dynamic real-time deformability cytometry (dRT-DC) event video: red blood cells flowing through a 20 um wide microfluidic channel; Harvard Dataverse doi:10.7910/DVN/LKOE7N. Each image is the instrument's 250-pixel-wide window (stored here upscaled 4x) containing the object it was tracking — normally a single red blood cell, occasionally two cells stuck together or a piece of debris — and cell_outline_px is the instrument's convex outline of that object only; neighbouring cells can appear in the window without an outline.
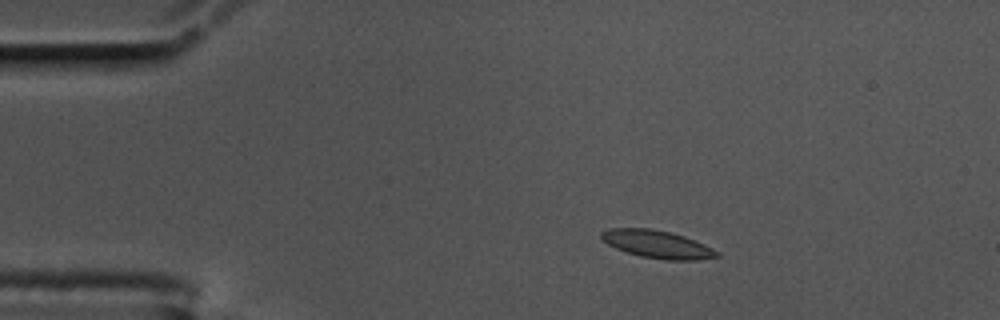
{"species": "common noctule bat (a hibernating species)", "species_latin": "Nyctalus noctula", "temperature_condition": "cold", "stored_images_in_passage": 49, "camera_frame_rate_fps": 3000, "um_per_image_px": 0.085, "animal": {"sex": "male", "body_mass_g": 17.5, "forearm_length_mm": 52.3}, "frame": {"image": 1, "passage_image": 1, "time_ms": 0.0, "image_size_px": [1000, 320], "cell_outline_px": [[720, 256], [700, 260], [668, 260], [640, 256], [616, 248], [608, 244], [600, 236], [600, 232], [608, 228], [652, 228], [672, 232], [696, 240], [720, 252]], "centroid_in_image_um": [55.9, 20.75], "position_along_channel_um": 29.1, "area_um2": 18.79}}
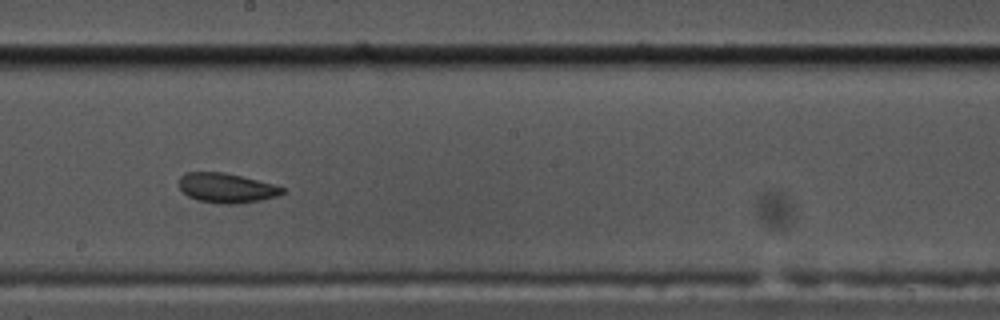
{"frame": {"image": 2, "passage_image": 23, "time_ms": 7.333, "image_size_px": [1000, 320], "cell_outline_px": [[288, 192], [276, 196], [260, 200], [240, 204], [224, 204], [200, 200], [188, 196], [180, 188], [180, 176], [184, 172], [224, 172], [288, 188]], "centroid_in_image_um": [19.3, 15.98], "position_along_channel_um": 228.9, "area_um2": 17.8}}
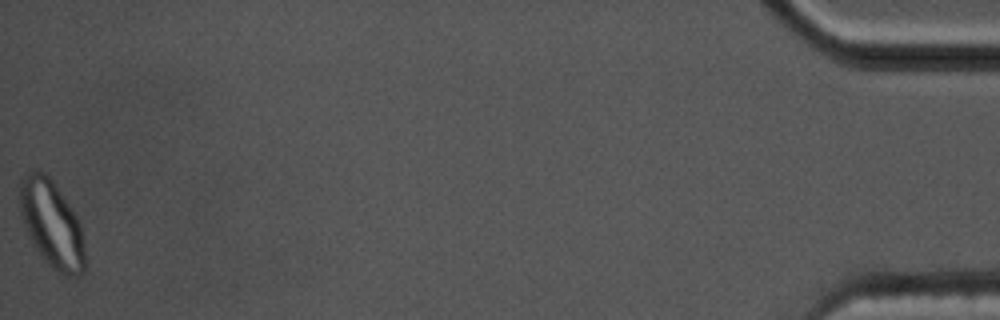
{"frame": {"image": 3, "passage_image": 49, "time_ms": 16.0, "image_size_px": [1000, 320], "cell_outline_px": [[84, 272], [80, 276], [64, 276], [56, 272], [44, 260], [28, 236], [20, 212], [20, 176], [28, 168], [36, 168], [44, 172], [52, 180], [76, 216], [80, 224], [84, 236]], "centroid_in_image_um": [4.38, 19.02], "position_along_channel_um": 430.8, "area_um2": 33.35}, "authors_computed_cell_mechanics": {"area_um2": 18.6694, "velocity_mm_per_s": 3.466, "shape_relaxation_time_tau1_ms": 8.5857, "shape_relaxation_time_tau2_ms": 1.3373, "deformation_change_tau1": 0.1603, "deformation_change_tau2": 0.0612}}